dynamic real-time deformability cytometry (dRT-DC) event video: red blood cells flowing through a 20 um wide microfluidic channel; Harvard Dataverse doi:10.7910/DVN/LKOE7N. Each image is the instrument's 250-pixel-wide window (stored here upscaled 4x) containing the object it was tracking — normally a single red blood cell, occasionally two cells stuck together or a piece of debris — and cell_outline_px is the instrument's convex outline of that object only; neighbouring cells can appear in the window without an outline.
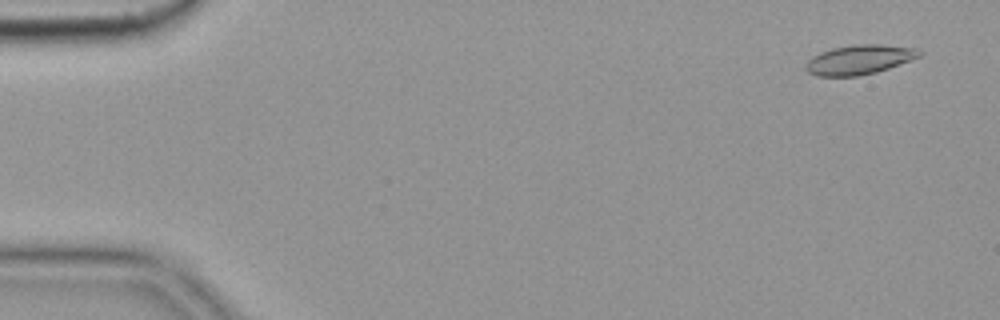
{"species": "common noctule bat (a hibernating species)", "species_latin": "Nyctalus noctula", "temperature_condition": "cold", "stored_images_in_passage": 55, "camera_frame_rate_fps": 3000, "um_per_image_px": 0.085, "animal": {"sex": "female", "body_mass_g": 19.9}, "frame": {"image": 1, "passage_image": 3, "time_ms": 0.667, "image_size_px": [1000, 320], "cell_outline_px": [[924, 52], [920, 56], [888, 68], [876, 72], [856, 76], [816, 76], [808, 72], [804, 68], [804, 64], [812, 56], [820, 52], [832, 48], [852, 44], [880, 44], [916, 48]], "centroid_in_image_um": [73.0, 5.06], "position_along_channel_um": 12.0, "area_um2": 19.59}}
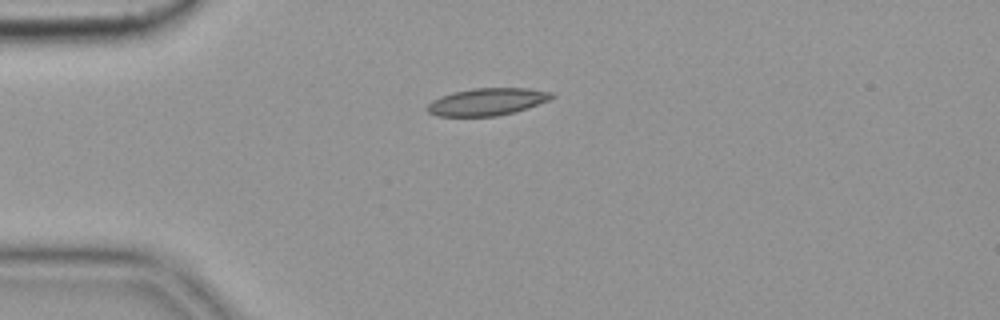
{"frame": {"image": 2, "passage_image": 14, "time_ms": 4.333, "image_size_px": [1000, 320], "cell_outline_px": [[556, 96], [548, 100], [528, 108], [516, 112], [496, 116], [436, 116], [428, 112], [424, 108], [432, 100], [440, 96], [452, 92], [472, 88], [528, 88], [552, 92]], "centroid_in_image_um": [41.38, 8.65], "position_along_channel_um": 43.6, "area_um2": 20.0}}
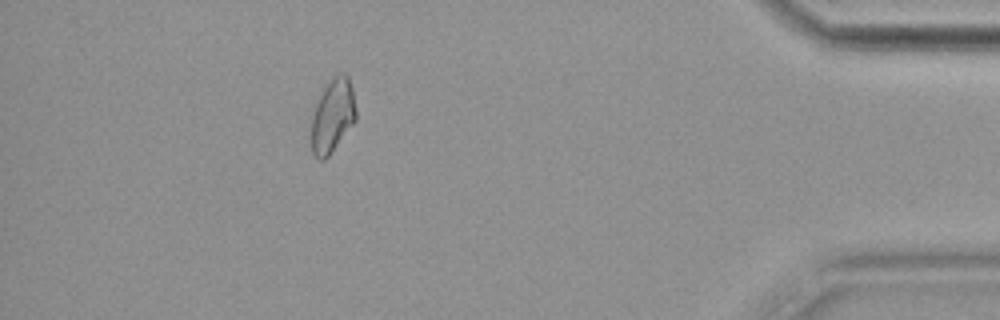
{"frame": {"image": 3, "passage_image": 50, "time_ms": 16.333, "image_size_px": [1000, 320], "cell_outline_px": [[356, 120], [328, 156], [324, 160], [320, 160], [312, 152], [308, 136], [312, 108], [324, 88], [340, 72], [344, 72], [348, 76], [352, 88], [356, 108]], "centroid_in_image_um": [28.21, 9.87], "position_along_channel_um": 407.0, "area_um2": 19.59}, "authors_computed_cell_mechanics": {"area_um2": 19.1896, "velocity_mm_per_s": 3.6235, "shape_relaxation_time_tau1_ms": null, "shape_relaxation_time_tau2_ms": 5.8307, "deformation_change_tau1": null, "deformation_change_tau2": 0.1139}}